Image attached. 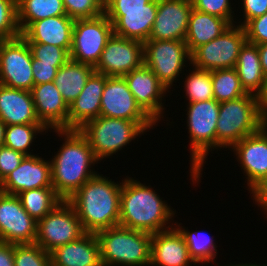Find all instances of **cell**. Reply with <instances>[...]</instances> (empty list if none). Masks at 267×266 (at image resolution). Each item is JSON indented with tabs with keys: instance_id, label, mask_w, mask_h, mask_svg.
Wrapping results in <instances>:
<instances>
[{
	"instance_id": "1",
	"label": "cell",
	"mask_w": 267,
	"mask_h": 266,
	"mask_svg": "<svg viewBox=\"0 0 267 266\" xmlns=\"http://www.w3.org/2000/svg\"><path fill=\"white\" fill-rule=\"evenodd\" d=\"M62 141L57 153L49 158L51 162L52 185L55 192L68 200L90 178L101 162L96 158L88 140L78 129L49 130ZM62 138V139H61Z\"/></svg>"
},
{
	"instance_id": "2",
	"label": "cell",
	"mask_w": 267,
	"mask_h": 266,
	"mask_svg": "<svg viewBox=\"0 0 267 266\" xmlns=\"http://www.w3.org/2000/svg\"><path fill=\"white\" fill-rule=\"evenodd\" d=\"M146 183L135 176L124 177L120 195L119 225L150 234L174 227L176 209L163 200L164 197H160V189L154 190L156 185L152 187Z\"/></svg>"
},
{
	"instance_id": "3",
	"label": "cell",
	"mask_w": 267,
	"mask_h": 266,
	"mask_svg": "<svg viewBox=\"0 0 267 266\" xmlns=\"http://www.w3.org/2000/svg\"><path fill=\"white\" fill-rule=\"evenodd\" d=\"M123 179L115 182L110 175L103 176L100 172L67 200L74 207L85 232L97 233L119 225Z\"/></svg>"
},
{
	"instance_id": "4",
	"label": "cell",
	"mask_w": 267,
	"mask_h": 266,
	"mask_svg": "<svg viewBox=\"0 0 267 266\" xmlns=\"http://www.w3.org/2000/svg\"><path fill=\"white\" fill-rule=\"evenodd\" d=\"M185 123L188 130L189 176L192 185L199 186L202 182L204 166L208 155L216 150V126L220 110V103L215 100L185 103ZM191 162V163H190ZM197 184V185H196Z\"/></svg>"
},
{
	"instance_id": "5",
	"label": "cell",
	"mask_w": 267,
	"mask_h": 266,
	"mask_svg": "<svg viewBox=\"0 0 267 266\" xmlns=\"http://www.w3.org/2000/svg\"><path fill=\"white\" fill-rule=\"evenodd\" d=\"M155 122H134L120 118L99 116L87 121L78 130L86 137L96 158L104 163L106 159L125 153V147L134 144L147 132L154 130ZM155 127V128H154ZM152 129V130H151ZM139 137V138H138ZM117 153V154H116Z\"/></svg>"
},
{
	"instance_id": "6",
	"label": "cell",
	"mask_w": 267,
	"mask_h": 266,
	"mask_svg": "<svg viewBox=\"0 0 267 266\" xmlns=\"http://www.w3.org/2000/svg\"><path fill=\"white\" fill-rule=\"evenodd\" d=\"M265 113L257 95L250 93L220 103L216 126V151L230 150L244 137L257 133L262 128Z\"/></svg>"
},
{
	"instance_id": "7",
	"label": "cell",
	"mask_w": 267,
	"mask_h": 266,
	"mask_svg": "<svg viewBox=\"0 0 267 266\" xmlns=\"http://www.w3.org/2000/svg\"><path fill=\"white\" fill-rule=\"evenodd\" d=\"M96 235L102 266H150L152 234L118 225Z\"/></svg>"
},
{
	"instance_id": "8",
	"label": "cell",
	"mask_w": 267,
	"mask_h": 266,
	"mask_svg": "<svg viewBox=\"0 0 267 266\" xmlns=\"http://www.w3.org/2000/svg\"><path fill=\"white\" fill-rule=\"evenodd\" d=\"M143 57L144 65L152 70L170 92L172 91L171 95L175 88H180L176 82L179 83L187 67L191 65L187 45L185 41L180 40H147L143 43Z\"/></svg>"
},
{
	"instance_id": "9",
	"label": "cell",
	"mask_w": 267,
	"mask_h": 266,
	"mask_svg": "<svg viewBox=\"0 0 267 266\" xmlns=\"http://www.w3.org/2000/svg\"><path fill=\"white\" fill-rule=\"evenodd\" d=\"M113 34L112 23L105 13L74 20L70 59L95 67Z\"/></svg>"
},
{
	"instance_id": "10",
	"label": "cell",
	"mask_w": 267,
	"mask_h": 266,
	"mask_svg": "<svg viewBox=\"0 0 267 266\" xmlns=\"http://www.w3.org/2000/svg\"><path fill=\"white\" fill-rule=\"evenodd\" d=\"M247 41L244 27L233 24L220 36L196 48L191 54V66L216 70L235 68L241 47Z\"/></svg>"
},
{
	"instance_id": "11",
	"label": "cell",
	"mask_w": 267,
	"mask_h": 266,
	"mask_svg": "<svg viewBox=\"0 0 267 266\" xmlns=\"http://www.w3.org/2000/svg\"><path fill=\"white\" fill-rule=\"evenodd\" d=\"M85 233L74 207L63 200L37 221L35 244L50 253L59 246L79 239Z\"/></svg>"
},
{
	"instance_id": "12",
	"label": "cell",
	"mask_w": 267,
	"mask_h": 266,
	"mask_svg": "<svg viewBox=\"0 0 267 266\" xmlns=\"http://www.w3.org/2000/svg\"><path fill=\"white\" fill-rule=\"evenodd\" d=\"M137 104L158 125L168 121L166 126L172 128L173 121L166 117V97L171 92L158 80V77L144 64L123 76ZM169 93V94H168ZM166 110V111H165ZM165 114V115H164ZM164 116L167 118H164ZM162 118V119H161ZM166 119V120H164ZM171 123V124H170Z\"/></svg>"
},
{
	"instance_id": "13",
	"label": "cell",
	"mask_w": 267,
	"mask_h": 266,
	"mask_svg": "<svg viewBox=\"0 0 267 266\" xmlns=\"http://www.w3.org/2000/svg\"><path fill=\"white\" fill-rule=\"evenodd\" d=\"M33 55L28 42L20 35L0 43V84L31 91Z\"/></svg>"
},
{
	"instance_id": "14",
	"label": "cell",
	"mask_w": 267,
	"mask_h": 266,
	"mask_svg": "<svg viewBox=\"0 0 267 266\" xmlns=\"http://www.w3.org/2000/svg\"><path fill=\"white\" fill-rule=\"evenodd\" d=\"M37 236V221L23 208L17 195L0 191V242L33 244Z\"/></svg>"
},
{
	"instance_id": "15",
	"label": "cell",
	"mask_w": 267,
	"mask_h": 266,
	"mask_svg": "<svg viewBox=\"0 0 267 266\" xmlns=\"http://www.w3.org/2000/svg\"><path fill=\"white\" fill-rule=\"evenodd\" d=\"M143 64V43L113 34L94 69L106 76L123 77Z\"/></svg>"
},
{
	"instance_id": "16",
	"label": "cell",
	"mask_w": 267,
	"mask_h": 266,
	"mask_svg": "<svg viewBox=\"0 0 267 266\" xmlns=\"http://www.w3.org/2000/svg\"><path fill=\"white\" fill-rule=\"evenodd\" d=\"M230 151L240 165L245 188L250 193L267 178V133L261 128L237 142Z\"/></svg>"
},
{
	"instance_id": "17",
	"label": "cell",
	"mask_w": 267,
	"mask_h": 266,
	"mask_svg": "<svg viewBox=\"0 0 267 266\" xmlns=\"http://www.w3.org/2000/svg\"><path fill=\"white\" fill-rule=\"evenodd\" d=\"M100 116L134 122H154L137 104L124 77L108 76L101 97Z\"/></svg>"
},
{
	"instance_id": "18",
	"label": "cell",
	"mask_w": 267,
	"mask_h": 266,
	"mask_svg": "<svg viewBox=\"0 0 267 266\" xmlns=\"http://www.w3.org/2000/svg\"><path fill=\"white\" fill-rule=\"evenodd\" d=\"M192 9L191 0H157V14L148 40L184 41Z\"/></svg>"
},
{
	"instance_id": "19",
	"label": "cell",
	"mask_w": 267,
	"mask_h": 266,
	"mask_svg": "<svg viewBox=\"0 0 267 266\" xmlns=\"http://www.w3.org/2000/svg\"><path fill=\"white\" fill-rule=\"evenodd\" d=\"M26 156L21 164L0 183V191L18 195L22 191L53 187L51 162L43 155ZM48 159V160H47Z\"/></svg>"
},
{
	"instance_id": "20",
	"label": "cell",
	"mask_w": 267,
	"mask_h": 266,
	"mask_svg": "<svg viewBox=\"0 0 267 266\" xmlns=\"http://www.w3.org/2000/svg\"><path fill=\"white\" fill-rule=\"evenodd\" d=\"M31 93L36 116L48 131L68 129L69 106L54 82L34 85Z\"/></svg>"
},
{
	"instance_id": "21",
	"label": "cell",
	"mask_w": 267,
	"mask_h": 266,
	"mask_svg": "<svg viewBox=\"0 0 267 266\" xmlns=\"http://www.w3.org/2000/svg\"><path fill=\"white\" fill-rule=\"evenodd\" d=\"M197 264L190 257L186 242L174 226L152 234L150 266H192Z\"/></svg>"
},
{
	"instance_id": "22",
	"label": "cell",
	"mask_w": 267,
	"mask_h": 266,
	"mask_svg": "<svg viewBox=\"0 0 267 266\" xmlns=\"http://www.w3.org/2000/svg\"><path fill=\"white\" fill-rule=\"evenodd\" d=\"M108 76L93 72L78 97L69 105L68 129H79L100 116L101 97Z\"/></svg>"
},
{
	"instance_id": "23",
	"label": "cell",
	"mask_w": 267,
	"mask_h": 266,
	"mask_svg": "<svg viewBox=\"0 0 267 266\" xmlns=\"http://www.w3.org/2000/svg\"><path fill=\"white\" fill-rule=\"evenodd\" d=\"M52 266H102L96 233L86 232L79 239L50 252Z\"/></svg>"
},
{
	"instance_id": "24",
	"label": "cell",
	"mask_w": 267,
	"mask_h": 266,
	"mask_svg": "<svg viewBox=\"0 0 267 266\" xmlns=\"http://www.w3.org/2000/svg\"><path fill=\"white\" fill-rule=\"evenodd\" d=\"M74 19L67 15L53 16L32 22L21 36L28 43H44L66 49L70 53Z\"/></svg>"
},
{
	"instance_id": "25",
	"label": "cell",
	"mask_w": 267,
	"mask_h": 266,
	"mask_svg": "<svg viewBox=\"0 0 267 266\" xmlns=\"http://www.w3.org/2000/svg\"><path fill=\"white\" fill-rule=\"evenodd\" d=\"M0 120L5 125L41 124L35 113L31 91L0 84Z\"/></svg>"
},
{
	"instance_id": "26",
	"label": "cell",
	"mask_w": 267,
	"mask_h": 266,
	"mask_svg": "<svg viewBox=\"0 0 267 266\" xmlns=\"http://www.w3.org/2000/svg\"><path fill=\"white\" fill-rule=\"evenodd\" d=\"M112 23L114 35L138 40L149 39L157 10L104 11Z\"/></svg>"
},
{
	"instance_id": "27",
	"label": "cell",
	"mask_w": 267,
	"mask_h": 266,
	"mask_svg": "<svg viewBox=\"0 0 267 266\" xmlns=\"http://www.w3.org/2000/svg\"><path fill=\"white\" fill-rule=\"evenodd\" d=\"M231 24L223 18L192 9L185 43L191 54L196 48L220 36Z\"/></svg>"
},
{
	"instance_id": "28",
	"label": "cell",
	"mask_w": 267,
	"mask_h": 266,
	"mask_svg": "<svg viewBox=\"0 0 267 266\" xmlns=\"http://www.w3.org/2000/svg\"><path fill=\"white\" fill-rule=\"evenodd\" d=\"M235 70L247 93L258 95L263 87L265 74L262 70L258 45L246 41L240 49Z\"/></svg>"
},
{
	"instance_id": "29",
	"label": "cell",
	"mask_w": 267,
	"mask_h": 266,
	"mask_svg": "<svg viewBox=\"0 0 267 266\" xmlns=\"http://www.w3.org/2000/svg\"><path fill=\"white\" fill-rule=\"evenodd\" d=\"M94 67L69 60L62 65L56 73L54 84L62 94L63 100L69 106L81 93Z\"/></svg>"
},
{
	"instance_id": "30",
	"label": "cell",
	"mask_w": 267,
	"mask_h": 266,
	"mask_svg": "<svg viewBox=\"0 0 267 266\" xmlns=\"http://www.w3.org/2000/svg\"><path fill=\"white\" fill-rule=\"evenodd\" d=\"M183 224L177 222L175 219L174 226L179 230L182 234L186 245L188 247V252L190 257L194 260V262L198 265H206L217 264V266H221L220 263L216 262L218 259L219 251L217 248L221 246H217L218 242L215 241V236H211L208 231H199V229L194 231H190L188 227L182 226ZM214 237V238H213ZM217 242V243H216ZM216 259V260H215ZM201 263V264H200Z\"/></svg>"
},
{
	"instance_id": "31",
	"label": "cell",
	"mask_w": 267,
	"mask_h": 266,
	"mask_svg": "<svg viewBox=\"0 0 267 266\" xmlns=\"http://www.w3.org/2000/svg\"><path fill=\"white\" fill-rule=\"evenodd\" d=\"M67 15L63 0H17V19L21 33L35 21Z\"/></svg>"
},
{
	"instance_id": "32",
	"label": "cell",
	"mask_w": 267,
	"mask_h": 266,
	"mask_svg": "<svg viewBox=\"0 0 267 266\" xmlns=\"http://www.w3.org/2000/svg\"><path fill=\"white\" fill-rule=\"evenodd\" d=\"M17 196L20 198L24 210L36 221L44 218L63 201L53 187L22 191Z\"/></svg>"
},
{
	"instance_id": "33",
	"label": "cell",
	"mask_w": 267,
	"mask_h": 266,
	"mask_svg": "<svg viewBox=\"0 0 267 266\" xmlns=\"http://www.w3.org/2000/svg\"><path fill=\"white\" fill-rule=\"evenodd\" d=\"M48 130L42 124L6 125L4 146L22 152L26 156L36 155L34 143L38 136L46 135ZM38 135V136H37ZM32 147V148H31ZM32 149V150H31Z\"/></svg>"
},
{
	"instance_id": "34",
	"label": "cell",
	"mask_w": 267,
	"mask_h": 266,
	"mask_svg": "<svg viewBox=\"0 0 267 266\" xmlns=\"http://www.w3.org/2000/svg\"><path fill=\"white\" fill-rule=\"evenodd\" d=\"M187 69L181 78L184 83L180 81L182 84L181 89L183 87V91L185 92V95L182 96L186 99L184 103H195L214 99L211 71L198 69L191 65Z\"/></svg>"
},
{
	"instance_id": "35",
	"label": "cell",
	"mask_w": 267,
	"mask_h": 266,
	"mask_svg": "<svg viewBox=\"0 0 267 266\" xmlns=\"http://www.w3.org/2000/svg\"><path fill=\"white\" fill-rule=\"evenodd\" d=\"M211 80L214 99L219 103L235 100L248 94L242 87L235 68L212 70Z\"/></svg>"
},
{
	"instance_id": "36",
	"label": "cell",
	"mask_w": 267,
	"mask_h": 266,
	"mask_svg": "<svg viewBox=\"0 0 267 266\" xmlns=\"http://www.w3.org/2000/svg\"><path fill=\"white\" fill-rule=\"evenodd\" d=\"M14 266H52L51 256L38 244H14Z\"/></svg>"
},
{
	"instance_id": "37",
	"label": "cell",
	"mask_w": 267,
	"mask_h": 266,
	"mask_svg": "<svg viewBox=\"0 0 267 266\" xmlns=\"http://www.w3.org/2000/svg\"><path fill=\"white\" fill-rule=\"evenodd\" d=\"M20 35L17 0H0V38L13 39Z\"/></svg>"
},
{
	"instance_id": "38",
	"label": "cell",
	"mask_w": 267,
	"mask_h": 266,
	"mask_svg": "<svg viewBox=\"0 0 267 266\" xmlns=\"http://www.w3.org/2000/svg\"><path fill=\"white\" fill-rule=\"evenodd\" d=\"M68 17L76 19L94 18L104 13V0H63Z\"/></svg>"
},
{
	"instance_id": "39",
	"label": "cell",
	"mask_w": 267,
	"mask_h": 266,
	"mask_svg": "<svg viewBox=\"0 0 267 266\" xmlns=\"http://www.w3.org/2000/svg\"><path fill=\"white\" fill-rule=\"evenodd\" d=\"M191 1H192V7L194 9L203 13H208L210 15L226 19L231 25L235 24V19H236L235 16L237 15V11L236 9H234L236 8L235 5L236 3H234L233 0H191Z\"/></svg>"
},
{
	"instance_id": "40",
	"label": "cell",
	"mask_w": 267,
	"mask_h": 266,
	"mask_svg": "<svg viewBox=\"0 0 267 266\" xmlns=\"http://www.w3.org/2000/svg\"><path fill=\"white\" fill-rule=\"evenodd\" d=\"M33 59L38 63L66 64L70 60V53L61 47L44 43H28Z\"/></svg>"
},
{
	"instance_id": "41",
	"label": "cell",
	"mask_w": 267,
	"mask_h": 266,
	"mask_svg": "<svg viewBox=\"0 0 267 266\" xmlns=\"http://www.w3.org/2000/svg\"><path fill=\"white\" fill-rule=\"evenodd\" d=\"M234 1L238 2V5L239 4L241 5L237 7L238 8L237 12L240 9V12H238L240 13V15H237L239 17L236 16L237 18L235 19L236 25L244 27L250 20L262 16L267 12V0H240V1L234 0Z\"/></svg>"
},
{
	"instance_id": "42",
	"label": "cell",
	"mask_w": 267,
	"mask_h": 266,
	"mask_svg": "<svg viewBox=\"0 0 267 266\" xmlns=\"http://www.w3.org/2000/svg\"><path fill=\"white\" fill-rule=\"evenodd\" d=\"M157 10V0H104V11Z\"/></svg>"
},
{
	"instance_id": "43",
	"label": "cell",
	"mask_w": 267,
	"mask_h": 266,
	"mask_svg": "<svg viewBox=\"0 0 267 266\" xmlns=\"http://www.w3.org/2000/svg\"><path fill=\"white\" fill-rule=\"evenodd\" d=\"M26 157L22 152L0 146V183L16 169Z\"/></svg>"
},
{
	"instance_id": "44",
	"label": "cell",
	"mask_w": 267,
	"mask_h": 266,
	"mask_svg": "<svg viewBox=\"0 0 267 266\" xmlns=\"http://www.w3.org/2000/svg\"><path fill=\"white\" fill-rule=\"evenodd\" d=\"M244 29L249 43L256 45L267 43V12L250 20Z\"/></svg>"
},
{
	"instance_id": "45",
	"label": "cell",
	"mask_w": 267,
	"mask_h": 266,
	"mask_svg": "<svg viewBox=\"0 0 267 266\" xmlns=\"http://www.w3.org/2000/svg\"><path fill=\"white\" fill-rule=\"evenodd\" d=\"M64 64H46L38 63L33 59L32 73L34 85H40L48 82H53L57 73V70Z\"/></svg>"
},
{
	"instance_id": "46",
	"label": "cell",
	"mask_w": 267,
	"mask_h": 266,
	"mask_svg": "<svg viewBox=\"0 0 267 266\" xmlns=\"http://www.w3.org/2000/svg\"><path fill=\"white\" fill-rule=\"evenodd\" d=\"M248 194H250V200H253V204L257 206L258 210L260 209L259 211L264 212L262 213L265 217L263 219H267V178Z\"/></svg>"
},
{
	"instance_id": "47",
	"label": "cell",
	"mask_w": 267,
	"mask_h": 266,
	"mask_svg": "<svg viewBox=\"0 0 267 266\" xmlns=\"http://www.w3.org/2000/svg\"><path fill=\"white\" fill-rule=\"evenodd\" d=\"M0 266H14V244L0 242Z\"/></svg>"
},
{
	"instance_id": "48",
	"label": "cell",
	"mask_w": 267,
	"mask_h": 266,
	"mask_svg": "<svg viewBox=\"0 0 267 266\" xmlns=\"http://www.w3.org/2000/svg\"><path fill=\"white\" fill-rule=\"evenodd\" d=\"M257 97L260 106L267 112V74L264 77L263 87Z\"/></svg>"
},
{
	"instance_id": "49",
	"label": "cell",
	"mask_w": 267,
	"mask_h": 266,
	"mask_svg": "<svg viewBox=\"0 0 267 266\" xmlns=\"http://www.w3.org/2000/svg\"><path fill=\"white\" fill-rule=\"evenodd\" d=\"M258 51L260 55V62L264 74H267V43L258 45Z\"/></svg>"
},
{
	"instance_id": "50",
	"label": "cell",
	"mask_w": 267,
	"mask_h": 266,
	"mask_svg": "<svg viewBox=\"0 0 267 266\" xmlns=\"http://www.w3.org/2000/svg\"><path fill=\"white\" fill-rule=\"evenodd\" d=\"M254 261V263H252V261L251 262H246V263H244V262H237L236 263V261L235 262H230V263H228L227 265H223V266H267V262H266V264H260V263H256V261L255 260H253ZM222 266V265H221Z\"/></svg>"
},
{
	"instance_id": "51",
	"label": "cell",
	"mask_w": 267,
	"mask_h": 266,
	"mask_svg": "<svg viewBox=\"0 0 267 266\" xmlns=\"http://www.w3.org/2000/svg\"><path fill=\"white\" fill-rule=\"evenodd\" d=\"M6 125L0 120V146L4 145Z\"/></svg>"
},
{
	"instance_id": "52",
	"label": "cell",
	"mask_w": 267,
	"mask_h": 266,
	"mask_svg": "<svg viewBox=\"0 0 267 266\" xmlns=\"http://www.w3.org/2000/svg\"><path fill=\"white\" fill-rule=\"evenodd\" d=\"M262 129L267 133V112L265 113L262 121Z\"/></svg>"
}]
</instances>
